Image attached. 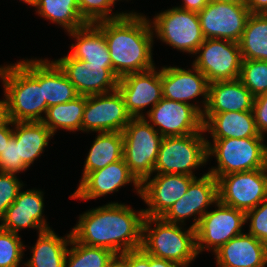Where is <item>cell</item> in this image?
<instances>
[{"instance_id": "6da1fadb", "label": "cell", "mask_w": 267, "mask_h": 267, "mask_svg": "<svg viewBox=\"0 0 267 267\" xmlns=\"http://www.w3.org/2000/svg\"><path fill=\"white\" fill-rule=\"evenodd\" d=\"M144 219V209L136 212L126 204L109 202L81 214L71 233L79 243L122 254L141 248Z\"/></svg>"}, {"instance_id": "7a4b0ae2", "label": "cell", "mask_w": 267, "mask_h": 267, "mask_svg": "<svg viewBox=\"0 0 267 267\" xmlns=\"http://www.w3.org/2000/svg\"><path fill=\"white\" fill-rule=\"evenodd\" d=\"M129 12L120 18L95 23L104 33L112 68L118 78L155 67L154 31L146 16Z\"/></svg>"}, {"instance_id": "3957f363", "label": "cell", "mask_w": 267, "mask_h": 267, "mask_svg": "<svg viewBox=\"0 0 267 267\" xmlns=\"http://www.w3.org/2000/svg\"><path fill=\"white\" fill-rule=\"evenodd\" d=\"M0 78L11 121H42V113L46 114L48 107L43 86H40V59H26L0 66Z\"/></svg>"}, {"instance_id": "277c9868", "label": "cell", "mask_w": 267, "mask_h": 267, "mask_svg": "<svg viewBox=\"0 0 267 267\" xmlns=\"http://www.w3.org/2000/svg\"><path fill=\"white\" fill-rule=\"evenodd\" d=\"M155 223V227L151 225ZM141 249L156 258L188 267L197 257L195 229L169 223L161 217L145 216Z\"/></svg>"}, {"instance_id": "5b68a950", "label": "cell", "mask_w": 267, "mask_h": 267, "mask_svg": "<svg viewBox=\"0 0 267 267\" xmlns=\"http://www.w3.org/2000/svg\"><path fill=\"white\" fill-rule=\"evenodd\" d=\"M264 138H227L207 140V158L216 157L217 167L208 173L216 179L220 176L267 168V145Z\"/></svg>"}, {"instance_id": "8992f818", "label": "cell", "mask_w": 267, "mask_h": 267, "mask_svg": "<svg viewBox=\"0 0 267 267\" xmlns=\"http://www.w3.org/2000/svg\"><path fill=\"white\" fill-rule=\"evenodd\" d=\"M122 135L125 163L130 172L142 183L154 172L163 136L146 117L131 118Z\"/></svg>"}, {"instance_id": "52a82bcc", "label": "cell", "mask_w": 267, "mask_h": 267, "mask_svg": "<svg viewBox=\"0 0 267 267\" xmlns=\"http://www.w3.org/2000/svg\"><path fill=\"white\" fill-rule=\"evenodd\" d=\"M204 132L184 136L163 137L154 173L195 176L193 169L207 163V139Z\"/></svg>"}, {"instance_id": "ba28073f", "label": "cell", "mask_w": 267, "mask_h": 267, "mask_svg": "<svg viewBox=\"0 0 267 267\" xmlns=\"http://www.w3.org/2000/svg\"><path fill=\"white\" fill-rule=\"evenodd\" d=\"M152 20L150 23L155 31L153 34L162 42L182 52L195 54L205 40L196 12L173 7L160 12Z\"/></svg>"}, {"instance_id": "9c48e42d", "label": "cell", "mask_w": 267, "mask_h": 267, "mask_svg": "<svg viewBox=\"0 0 267 267\" xmlns=\"http://www.w3.org/2000/svg\"><path fill=\"white\" fill-rule=\"evenodd\" d=\"M195 55L192 65L206 76L209 83L239 79L243 61L239 43L205 39Z\"/></svg>"}, {"instance_id": "30bf717a", "label": "cell", "mask_w": 267, "mask_h": 267, "mask_svg": "<svg viewBox=\"0 0 267 267\" xmlns=\"http://www.w3.org/2000/svg\"><path fill=\"white\" fill-rule=\"evenodd\" d=\"M214 205L217 208L207 211L195 228L197 254L205 250L215 252L230 239L243 233L242 227L246 224L244 211L219 200Z\"/></svg>"}, {"instance_id": "8fae6325", "label": "cell", "mask_w": 267, "mask_h": 267, "mask_svg": "<svg viewBox=\"0 0 267 267\" xmlns=\"http://www.w3.org/2000/svg\"><path fill=\"white\" fill-rule=\"evenodd\" d=\"M217 181L218 200L245 213L267 198V168L226 174Z\"/></svg>"}, {"instance_id": "7c38bea8", "label": "cell", "mask_w": 267, "mask_h": 267, "mask_svg": "<svg viewBox=\"0 0 267 267\" xmlns=\"http://www.w3.org/2000/svg\"><path fill=\"white\" fill-rule=\"evenodd\" d=\"M250 10L245 4L210 0L198 13L205 39H225L239 43Z\"/></svg>"}, {"instance_id": "4fadbf2b", "label": "cell", "mask_w": 267, "mask_h": 267, "mask_svg": "<svg viewBox=\"0 0 267 267\" xmlns=\"http://www.w3.org/2000/svg\"><path fill=\"white\" fill-rule=\"evenodd\" d=\"M131 118L118 89L105 94L86 96L82 131L123 132Z\"/></svg>"}, {"instance_id": "5bb4252c", "label": "cell", "mask_w": 267, "mask_h": 267, "mask_svg": "<svg viewBox=\"0 0 267 267\" xmlns=\"http://www.w3.org/2000/svg\"><path fill=\"white\" fill-rule=\"evenodd\" d=\"M147 118L163 137L204 132L202 114L193 105L167 98L149 109Z\"/></svg>"}, {"instance_id": "9a60e30c", "label": "cell", "mask_w": 267, "mask_h": 267, "mask_svg": "<svg viewBox=\"0 0 267 267\" xmlns=\"http://www.w3.org/2000/svg\"><path fill=\"white\" fill-rule=\"evenodd\" d=\"M217 201L218 181L207 172L200 178L196 177L187 192L161 218L169 223L185 225V219L194 215L195 222L191 227L195 229L200 218L208 211L206 209Z\"/></svg>"}, {"instance_id": "2e32d148", "label": "cell", "mask_w": 267, "mask_h": 267, "mask_svg": "<svg viewBox=\"0 0 267 267\" xmlns=\"http://www.w3.org/2000/svg\"><path fill=\"white\" fill-rule=\"evenodd\" d=\"M58 66L82 96L105 94L117 90L119 78L113 68L87 63L69 54L55 60Z\"/></svg>"}, {"instance_id": "e0dca14e", "label": "cell", "mask_w": 267, "mask_h": 267, "mask_svg": "<svg viewBox=\"0 0 267 267\" xmlns=\"http://www.w3.org/2000/svg\"><path fill=\"white\" fill-rule=\"evenodd\" d=\"M153 69L123 76L117 89L122 94L127 113L132 118L145 117L144 108H153L162 98L161 70Z\"/></svg>"}, {"instance_id": "ac0fdd59", "label": "cell", "mask_w": 267, "mask_h": 267, "mask_svg": "<svg viewBox=\"0 0 267 267\" xmlns=\"http://www.w3.org/2000/svg\"><path fill=\"white\" fill-rule=\"evenodd\" d=\"M194 176L185 174H156L141 183V198L148 205L145 216L162 217L186 192Z\"/></svg>"}, {"instance_id": "d6986e66", "label": "cell", "mask_w": 267, "mask_h": 267, "mask_svg": "<svg viewBox=\"0 0 267 267\" xmlns=\"http://www.w3.org/2000/svg\"><path fill=\"white\" fill-rule=\"evenodd\" d=\"M192 69H182L179 67H162L161 84L162 96L173 101L193 105L201 114H203L209 92V81L194 65ZM202 96L204 101L201 107L190 103L189 100Z\"/></svg>"}, {"instance_id": "ffe728a7", "label": "cell", "mask_w": 267, "mask_h": 267, "mask_svg": "<svg viewBox=\"0 0 267 267\" xmlns=\"http://www.w3.org/2000/svg\"><path fill=\"white\" fill-rule=\"evenodd\" d=\"M78 189L69 198L81 200L96 199L117 192L122 186L133 183L136 193L141 196V183L130 172L124 158L104 168L89 172L81 181Z\"/></svg>"}, {"instance_id": "44dd1931", "label": "cell", "mask_w": 267, "mask_h": 267, "mask_svg": "<svg viewBox=\"0 0 267 267\" xmlns=\"http://www.w3.org/2000/svg\"><path fill=\"white\" fill-rule=\"evenodd\" d=\"M40 190H26L18 192L17 198L7 208L5 216L1 220L0 227L13 233L24 228L38 230V234L50 230L43 215L44 200Z\"/></svg>"}, {"instance_id": "7402d4cb", "label": "cell", "mask_w": 267, "mask_h": 267, "mask_svg": "<svg viewBox=\"0 0 267 267\" xmlns=\"http://www.w3.org/2000/svg\"><path fill=\"white\" fill-rule=\"evenodd\" d=\"M218 267H265L267 245L248 232L230 239L214 252Z\"/></svg>"}, {"instance_id": "603a6c76", "label": "cell", "mask_w": 267, "mask_h": 267, "mask_svg": "<svg viewBox=\"0 0 267 267\" xmlns=\"http://www.w3.org/2000/svg\"><path fill=\"white\" fill-rule=\"evenodd\" d=\"M254 98L240 79L212 82L203 114L252 111Z\"/></svg>"}, {"instance_id": "cb8c5ba5", "label": "cell", "mask_w": 267, "mask_h": 267, "mask_svg": "<svg viewBox=\"0 0 267 267\" xmlns=\"http://www.w3.org/2000/svg\"><path fill=\"white\" fill-rule=\"evenodd\" d=\"M204 132L212 139L264 138L257 131L252 111L202 114Z\"/></svg>"}, {"instance_id": "d4e9b609", "label": "cell", "mask_w": 267, "mask_h": 267, "mask_svg": "<svg viewBox=\"0 0 267 267\" xmlns=\"http://www.w3.org/2000/svg\"><path fill=\"white\" fill-rule=\"evenodd\" d=\"M70 37L76 39V44L71 45L72 58L83 60L90 64L103 65V68H112L109 49L103 31L94 23H87L85 26L72 32Z\"/></svg>"}, {"instance_id": "484cf974", "label": "cell", "mask_w": 267, "mask_h": 267, "mask_svg": "<svg viewBox=\"0 0 267 267\" xmlns=\"http://www.w3.org/2000/svg\"><path fill=\"white\" fill-rule=\"evenodd\" d=\"M13 137L18 145L19 157L28 169L41 156L54 135L41 122H13Z\"/></svg>"}, {"instance_id": "4316f807", "label": "cell", "mask_w": 267, "mask_h": 267, "mask_svg": "<svg viewBox=\"0 0 267 267\" xmlns=\"http://www.w3.org/2000/svg\"><path fill=\"white\" fill-rule=\"evenodd\" d=\"M72 233L59 237L52 229L38 234L32 247V256L23 263L25 267H64Z\"/></svg>"}, {"instance_id": "83f0119b", "label": "cell", "mask_w": 267, "mask_h": 267, "mask_svg": "<svg viewBox=\"0 0 267 267\" xmlns=\"http://www.w3.org/2000/svg\"><path fill=\"white\" fill-rule=\"evenodd\" d=\"M40 86H43L47 107L72 101L79 96L58 64L48 59H40Z\"/></svg>"}, {"instance_id": "f1b7e54d", "label": "cell", "mask_w": 267, "mask_h": 267, "mask_svg": "<svg viewBox=\"0 0 267 267\" xmlns=\"http://www.w3.org/2000/svg\"><path fill=\"white\" fill-rule=\"evenodd\" d=\"M123 158L122 132H103L95 138L86 161L81 180L89 173Z\"/></svg>"}, {"instance_id": "f546056e", "label": "cell", "mask_w": 267, "mask_h": 267, "mask_svg": "<svg viewBox=\"0 0 267 267\" xmlns=\"http://www.w3.org/2000/svg\"><path fill=\"white\" fill-rule=\"evenodd\" d=\"M86 96L79 95L74 100L47 108L46 117L41 121L55 135L59 128L67 131H82V119Z\"/></svg>"}, {"instance_id": "4dcf8cb0", "label": "cell", "mask_w": 267, "mask_h": 267, "mask_svg": "<svg viewBox=\"0 0 267 267\" xmlns=\"http://www.w3.org/2000/svg\"><path fill=\"white\" fill-rule=\"evenodd\" d=\"M239 45L243 59L267 61V14H250Z\"/></svg>"}, {"instance_id": "1f68e13d", "label": "cell", "mask_w": 267, "mask_h": 267, "mask_svg": "<svg viewBox=\"0 0 267 267\" xmlns=\"http://www.w3.org/2000/svg\"><path fill=\"white\" fill-rule=\"evenodd\" d=\"M35 8L41 17L57 23L67 32L87 24L80 15L77 0H37Z\"/></svg>"}, {"instance_id": "d6a6232c", "label": "cell", "mask_w": 267, "mask_h": 267, "mask_svg": "<svg viewBox=\"0 0 267 267\" xmlns=\"http://www.w3.org/2000/svg\"><path fill=\"white\" fill-rule=\"evenodd\" d=\"M72 245V247H71ZM115 254L104 247L88 246L70 240V249L66 254L64 267H106Z\"/></svg>"}, {"instance_id": "836d02e7", "label": "cell", "mask_w": 267, "mask_h": 267, "mask_svg": "<svg viewBox=\"0 0 267 267\" xmlns=\"http://www.w3.org/2000/svg\"><path fill=\"white\" fill-rule=\"evenodd\" d=\"M239 79L254 97L267 93V61L243 59Z\"/></svg>"}, {"instance_id": "e575fe53", "label": "cell", "mask_w": 267, "mask_h": 267, "mask_svg": "<svg viewBox=\"0 0 267 267\" xmlns=\"http://www.w3.org/2000/svg\"><path fill=\"white\" fill-rule=\"evenodd\" d=\"M24 248L19 234L0 227V267H19Z\"/></svg>"}, {"instance_id": "d590c367", "label": "cell", "mask_w": 267, "mask_h": 267, "mask_svg": "<svg viewBox=\"0 0 267 267\" xmlns=\"http://www.w3.org/2000/svg\"><path fill=\"white\" fill-rule=\"evenodd\" d=\"M118 0H77L80 15L86 23H98L100 21L112 20L122 17L126 12L113 13L111 7Z\"/></svg>"}, {"instance_id": "8d00e7d4", "label": "cell", "mask_w": 267, "mask_h": 267, "mask_svg": "<svg viewBox=\"0 0 267 267\" xmlns=\"http://www.w3.org/2000/svg\"><path fill=\"white\" fill-rule=\"evenodd\" d=\"M23 186V182L16 177V174L0 172V221Z\"/></svg>"}, {"instance_id": "74e56055", "label": "cell", "mask_w": 267, "mask_h": 267, "mask_svg": "<svg viewBox=\"0 0 267 267\" xmlns=\"http://www.w3.org/2000/svg\"><path fill=\"white\" fill-rule=\"evenodd\" d=\"M245 221L250 222L249 234L267 245V198L245 213Z\"/></svg>"}, {"instance_id": "f35d334b", "label": "cell", "mask_w": 267, "mask_h": 267, "mask_svg": "<svg viewBox=\"0 0 267 267\" xmlns=\"http://www.w3.org/2000/svg\"><path fill=\"white\" fill-rule=\"evenodd\" d=\"M22 158L19 157L16 139L12 137L4 150L0 153V172L17 174L25 171Z\"/></svg>"}, {"instance_id": "ab89813d", "label": "cell", "mask_w": 267, "mask_h": 267, "mask_svg": "<svg viewBox=\"0 0 267 267\" xmlns=\"http://www.w3.org/2000/svg\"><path fill=\"white\" fill-rule=\"evenodd\" d=\"M252 112L257 131L264 136L267 132V93L254 98Z\"/></svg>"}, {"instance_id": "60d3db41", "label": "cell", "mask_w": 267, "mask_h": 267, "mask_svg": "<svg viewBox=\"0 0 267 267\" xmlns=\"http://www.w3.org/2000/svg\"><path fill=\"white\" fill-rule=\"evenodd\" d=\"M126 267H149V254L141 248L126 252Z\"/></svg>"}, {"instance_id": "b9f144b4", "label": "cell", "mask_w": 267, "mask_h": 267, "mask_svg": "<svg viewBox=\"0 0 267 267\" xmlns=\"http://www.w3.org/2000/svg\"><path fill=\"white\" fill-rule=\"evenodd\" d=\"M209 2L210 0H183V6L180 5L177 7L183 10L199 13Z\"/></svg>"}, {"instance_id": "7bdbcfd3", "label": "cell", "mask_w": 267, "mask_h": 267, "mask_svg": "<svg viewBox=\"0 0 267 267\" xmlns=\"http://www.w3.org/2000/svg\"><path fill=\"white\" fill-rule=\"evenodd\" d=\"M245 5L252 14H267V0H246Z\"/></svg>"}, {"instance_id": "ee69618b", "label": "cell", "mask_w": 267, "mask_h": 267, "mask_svg": "<svg viewBox=\"0 0 267 267\" xmlns=\"http://www.w3.org/2000/svg\"><path fill=\"white\" fill-rule=\"evenodd\" d=\"M9 125L13 127V122L10 121L7 125L0 127V153L13 137V128L11 129Z\"/></svg>"}, {"instance_id": "f6af8a7d", "label": "cell", "mask_w": 267, "mask_h": 267, "mask_svg": "<svg viewBox=\"0 0 267 267\" xmlns=\"http://www.w3.org/2000/svg\"><path fill=\"white\" fill-rule=\"evenodd\" d=\"M4 97L5 99L0 100V127L7 125L11 121L6 95Z\"/></svg>"}, {"instance_id": "bcb514c9", "label": "cell", "mask_w": 267, "mask_h": 267, "mask_svg": "<svg viewBox=\"0 0 267 267\" xmlns=\"http://www.w3.org/2000/svg\"><path fill=\"white\" fill-rule=\"evenodd\" d=\"M149 267H182L174 262L149 255Z\"/></svg>"}, {"instance_id": "7dc6e473", "label": "cell", "mask_w": 267, "mask_h": 267, "mask_svg": "<svg viewBox=\"0 0 267 267\" xmlns=\"http://www.w3.org/2000/svg\"><path fill=\"white\" fill-rule=\"evenodd\" d=\"M106 267H126V252L115 254L107 263Z\"/></svg>"}, {"instance_id": "c3c4849f", "label": "cell", "mask_w": 267, "mask_h": 267, "mask_svg": "<svg viewBox=\"0 0 267 267\" xmlns=\"http://www.w3.org/2000/svg\"><path fill=\"white\" fill-rule=\"evenodd\" d=\"M215 1L235 3V4H245L246 3V0H215Z\"/></svg>"}, {"instance_id": "681fc988", "label": "cell", "mask_w": 267, "mask_h": 267, "mask_svg": "<svg viewBox=\"0 0 267 267\" xmlns=\"http://www.w3.org/2000/svg\"><path fill=\"white\" fill-rule=\"evenodd\" d=\"M21 1H23L24 3H27L28 5L35 7L37 0H21Z\"/></svg>"}]
</instances>
